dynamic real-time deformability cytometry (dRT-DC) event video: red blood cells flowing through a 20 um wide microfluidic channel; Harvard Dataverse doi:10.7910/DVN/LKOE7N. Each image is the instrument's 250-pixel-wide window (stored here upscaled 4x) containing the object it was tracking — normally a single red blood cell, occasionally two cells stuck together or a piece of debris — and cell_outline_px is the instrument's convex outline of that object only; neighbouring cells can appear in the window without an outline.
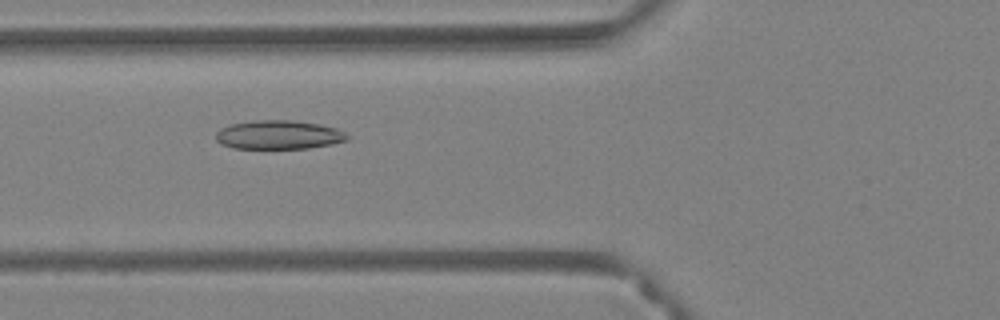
{"species": "Egyptian fruit bat (a non-hibernating species)", "species_latin": "Rousettus aegyptiacus", "temperature_condition": "warm", "stored_images_in_passage": 53, "camera_frame_rate_fps": 3000, "um_per_image_px": 0.085, "animal": {"sex": "female"}, "frame": {"image": 1, "passage_image": 22, "time_ms": 7.0, "image_size_px": [1000, 320], "cell_outline_px": [[348, 140], [332, 144], [308, 148], [232, 148], [220, 144], [216, 140], [216, 132], [220, 128], [232, 124], [252, 120], [292, 120], [320, 124], [336, 128], [344, 132], [348, 136]], "centroid_in_image_um": [23.67, 11.45], "position_along_channel_um": 102.1, "area_um2": 22.14}}
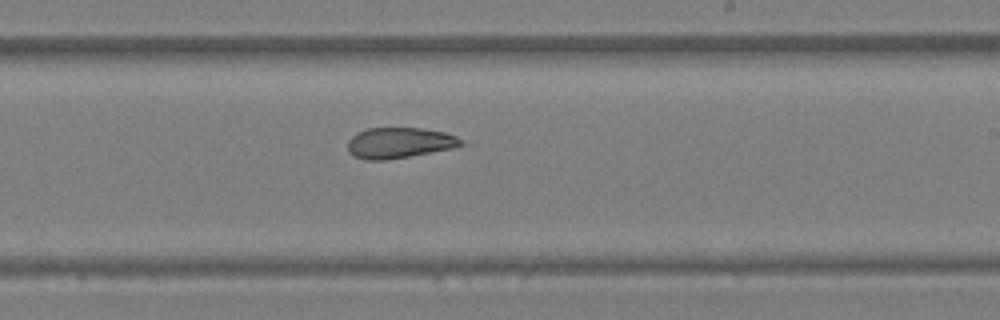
{"frame": {"image": 2, "passage_image": 34, "time_ms": 11.0, "image_size_px": [1000, 320], "cell_outline_px": [[464, 144], [452, 148], [408, 156], [384, 160], [368, 160], [356, 156], [348, 152], [348, 140], [356, 132], [368, 128], [420, 128], [444, 132], [456, 136]], "centroid_in_image_um": [33.9, 12.13], "position_along_channel_um": 255.1, "area_um2": 20.0}}
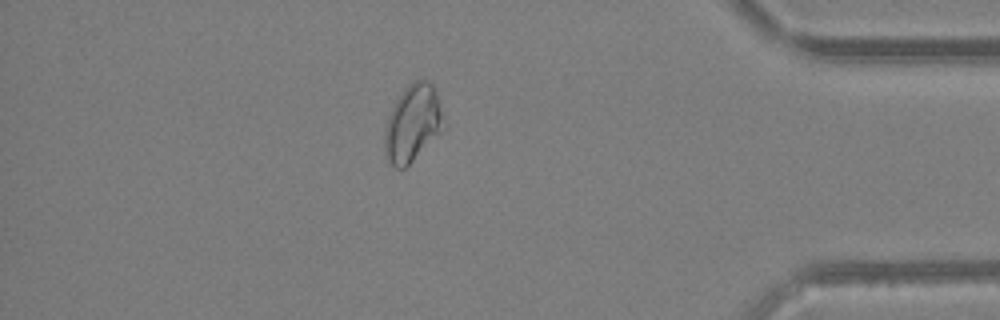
{"frame": {"image": 3, "passage_image": 48, "time_ms": 15.667, "image_size_px": [1000, 320], "cell_outline_px": [[440, 116], [436, 132], [412, 160], [404, 168], [396, 168], [384, 156], [384, 128], [388, 116], [396, 100], [404, 88], [408, 84], [424, 76], [432, 84], [436, 92], [440, 108]], "centroid_in_image_um": [34.96, 10.41], "position_along_channel_um": 400.2, "area_um2": 25.14}}